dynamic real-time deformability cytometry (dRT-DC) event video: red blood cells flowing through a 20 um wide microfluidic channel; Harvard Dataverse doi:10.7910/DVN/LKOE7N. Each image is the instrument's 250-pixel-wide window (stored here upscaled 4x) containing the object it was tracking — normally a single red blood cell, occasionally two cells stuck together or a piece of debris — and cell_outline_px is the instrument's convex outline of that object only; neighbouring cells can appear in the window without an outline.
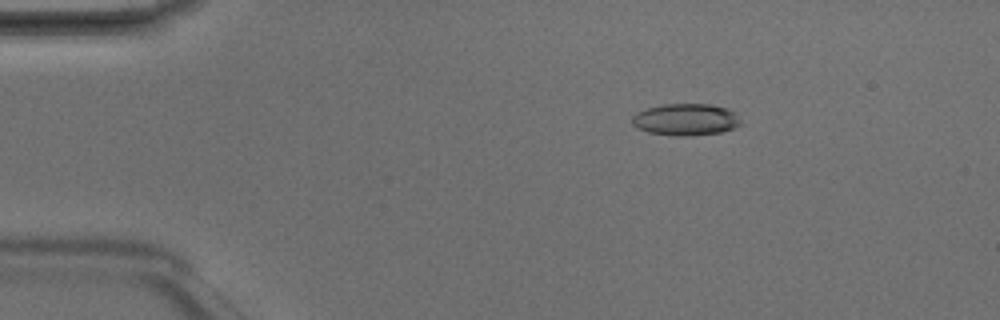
{"species": "Egyptian fruit bat (a non-hibernating species)", "species_latin": "Rousettus aegyptiacus", "temperature_condition": "room temperature", "stored_images_in_passage": 3, "camera_frame_rate_fps": 3000, "um_per_image_px": 0.085, "animal": {"sex": "male"}, "frame": {"image": 1, "passage_image": 1, "time_ms": 0.0, "image_size_px": [1000, 320], "cell_outline_px": [[740, 124], [732, 128], [720, 132], [688, 136], [676, 136], [648, 132], [636, 128], [632, 124], [632, 116], [636, 112], [648, 108], [664, 104], [712, 104], [728, 108], [736, 112], [740, 120]], "centroid_in_image_um": [58.28, 10.15], "position_along_channel_um": 26.7, "area_um2": 20.23}}